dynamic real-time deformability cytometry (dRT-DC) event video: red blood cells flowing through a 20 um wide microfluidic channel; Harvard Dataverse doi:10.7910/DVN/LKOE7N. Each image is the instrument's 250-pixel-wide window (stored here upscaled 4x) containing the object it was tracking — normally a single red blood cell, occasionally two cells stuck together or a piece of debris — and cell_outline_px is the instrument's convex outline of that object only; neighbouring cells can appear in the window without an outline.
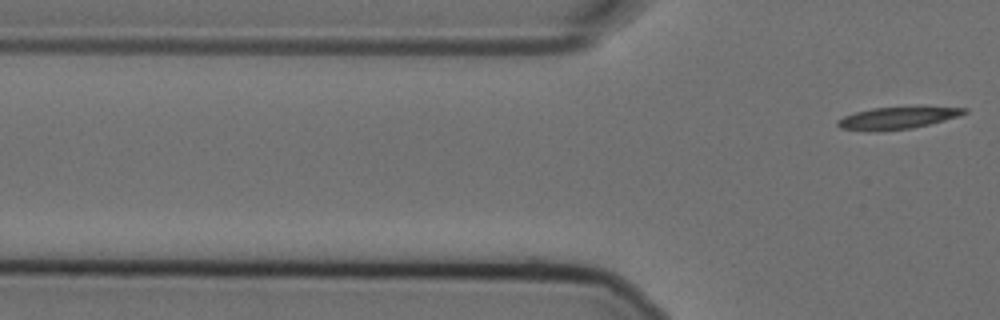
{"species": "Egyptian fruit bat (a non-hibernating species)", "species_latin": "Rousettus aegyptiacus", "temperature_condition": "cold", "stored_images_in_passage": 7, "camera_frame_rate_fps": 3000, "um_per_image_px": 0.085, "animal": {"sex": "female"}, "frame": {"image": 1, "passage_image": 7, "time_ms": 2.0, "image_size_px": [1000, 320], "cell_outline_px": [[968, 112], [944, 120], [912, 128], [876, 132], [840, 128], [836, 124], [836, 120], [844, 116], [856, 112], [872, 108], [968, 108]], "centroid_in_image_um": [76.16, 10.06], "position_along_channel_um": 49.6, "area_um2": 15.72}}